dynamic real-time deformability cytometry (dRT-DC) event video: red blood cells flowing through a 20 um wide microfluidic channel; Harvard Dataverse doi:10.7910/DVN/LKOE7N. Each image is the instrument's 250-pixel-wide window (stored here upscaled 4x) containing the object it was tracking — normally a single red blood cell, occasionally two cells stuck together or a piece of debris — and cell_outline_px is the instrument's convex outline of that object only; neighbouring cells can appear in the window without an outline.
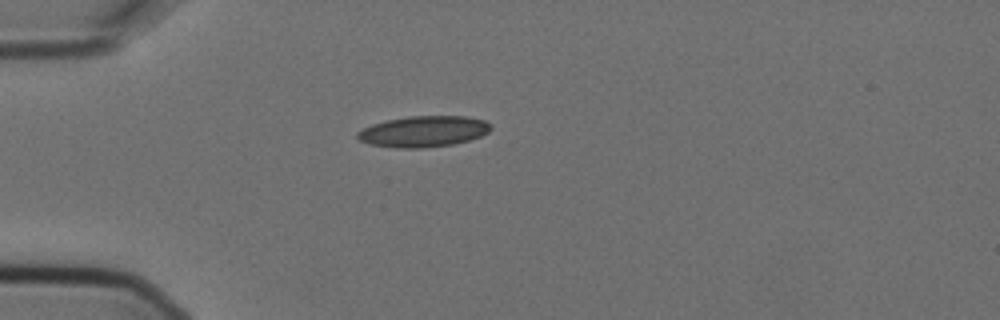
{"species": "Egyptian fruit bat (a non-hibernating species)", "species_latin": "Rousettus aegyptiacus", "temperature_condition": "cold", "stored_images_in_passage": 1, "camera_frame_rate_fps": 3000, "um_per_image_px": 0.085, "animal": {"sex": "female"}, "frame": {"image": 1, "passage_image": 1, "time_ms": 0.0, "image_size_px": [1000, 320], "cell_outline_px": [[492, 128], [488, 132], [480, 136], [468, 140], [452, 144], [424, 148], [396, 148], [368, 144], [360, 140], [356, 136], [356, 132], [372, 124], [388, 120], [408, 116], [464, 116], [484, 120]], "centroid_in_image_um": [35.96, 11.18], "position_along_channel_um": 49.0, "area_um2": 23.99}}